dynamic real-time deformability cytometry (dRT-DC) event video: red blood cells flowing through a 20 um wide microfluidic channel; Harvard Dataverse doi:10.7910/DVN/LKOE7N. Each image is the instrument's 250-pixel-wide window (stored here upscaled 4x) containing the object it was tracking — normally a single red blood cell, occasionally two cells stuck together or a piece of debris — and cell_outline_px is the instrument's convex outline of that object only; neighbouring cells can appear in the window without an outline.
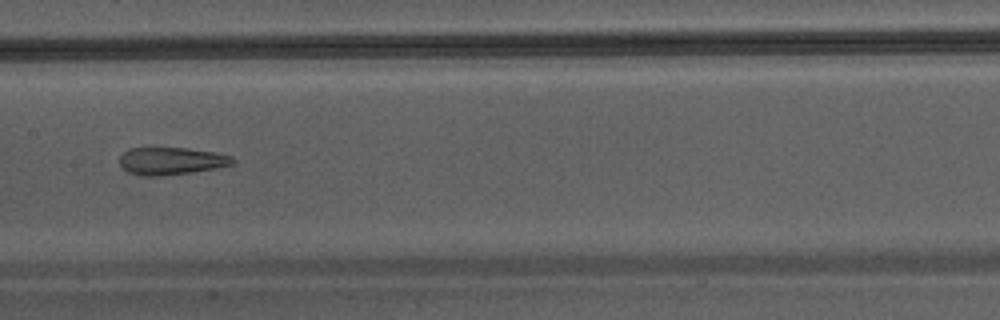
{"species": "Egyptian fruit bat (a non-hibernating species)", "species_latin": "Rousettus aegyptiacus", "temperature_condition": "warm", "stored_images_in_passage": 30, "camera_frame_rate_fps": 3000, "um_per_image_px": 0.085, "animal": {"sex": "male"}, "frame": {"image": 1, "passage_image": 9, "time_ms": 2.667, "image_size_px": [1000, 320], "cell_outline_px": [[236, 160], [232, 164], [216, 168], [192, 172], [164, 176], [148, 176], [128, 172], [120, 164], [120, 156], [128, 148], [188, 148], [216, 152], [232, 156]], "centroid_in_image_um": [14.58, 13.68], "position_along_channel_um": 192.8, "area_um2": 18.09}}
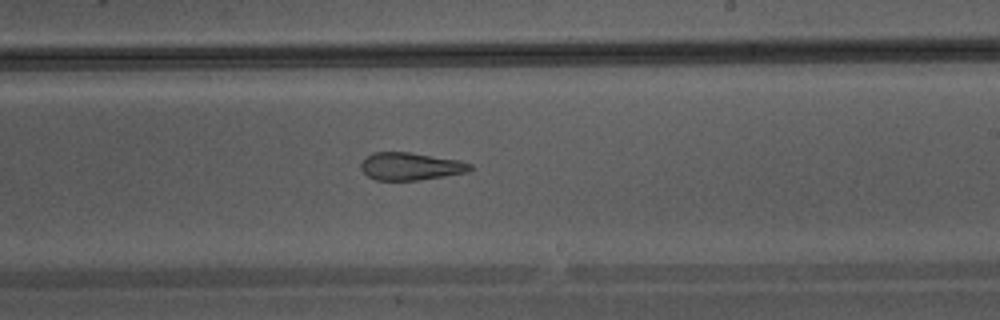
{"frame": {"image": 2, "passage_image": 13, "time_ms": 4.0, "image_size_px": [1000, 320], "cell_outline_px": [[472, 168], [468, 172], [444, 176], [416, 180], [376, 180], [368, 176], [360, 168], [360, 164], [372, 152], [408, 152], [460, 160], [472, 164]], "centroid_in_image_um": [34.91, 14.13], "position_along_channel_um": 254.1, "area_um2": 17.46}}